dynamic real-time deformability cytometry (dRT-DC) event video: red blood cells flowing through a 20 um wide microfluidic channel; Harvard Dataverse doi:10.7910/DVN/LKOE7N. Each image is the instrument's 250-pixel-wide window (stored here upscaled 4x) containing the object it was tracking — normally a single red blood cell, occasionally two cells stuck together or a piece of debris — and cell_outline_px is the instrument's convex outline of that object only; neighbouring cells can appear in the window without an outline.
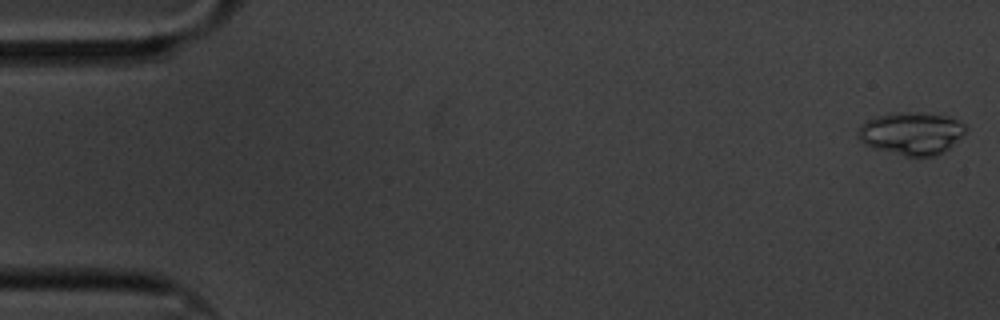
{"species": "common noctule bat (a hibernating species)", "species_latin": "Nyctalus noctula", "temperature_condition": "cold", "stored_images_in_passage": 23, "camera_frame_rate_fps": 3000, "um_per_image_px": 0.085, "animal": {"sex": "male", "body_mass_g": 20.1, "forearm_length_mm": 53.5}, "frame": {"image": 1, "passage_image": 1, "time_ms": 0.0, "image_size_px": [1000, 320], "cell_outline_px": [[968, 128], [944, 152], [936, 156], [908, 156], [872, 148], [864, 144], [856, 136], [856, 132], [860, 124], [868, 120], [892, 112], [924, 112], [948, 116], [964, 124]], "centroid_in_image_um": [77.44, 11.32], "position_along_channel_um": 7.6, "area_um2": 26.76}}
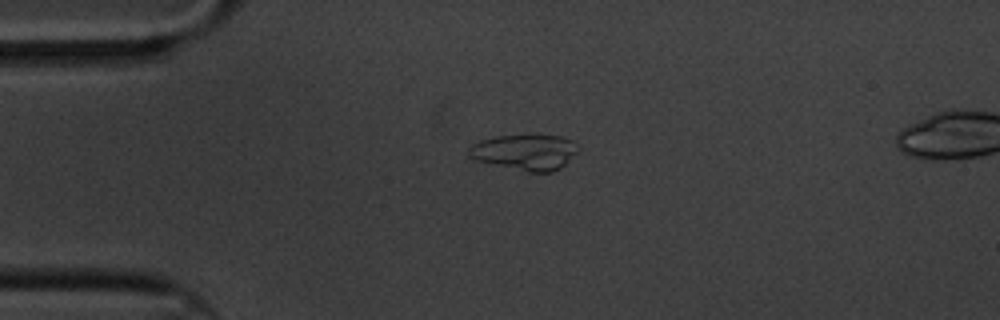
{"frame": {"image": 2, "passage_image": 14, "time_ms": 4.333, "image_size_px": [1000, 320], "cell_outline_px": [[580, 148], [560, 168], [552, 172], [528, 172], [476, 160], [468, 156], [468, 148], [472, 144], [480, 140], [496, 136], [560, 136], [572, 140], [580, 144]], "centroid_in_image_um": [44.64, 12.93], "position_along_channel_um": 40.4, "area_um2": 22.54}}
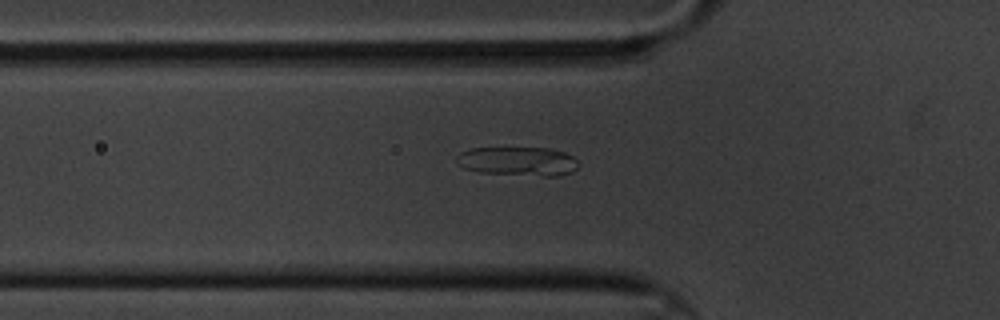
{"frame": {"image": 3, "passage_image": 20, "time_ms": 6.333, "image_size_px": [1000, 320], "cell_outline_px": [[580, 164], [572, 172], [560, 176], [544, 176], [480, 172], [464, 168], [456, 164], [456, 156], [460, 152], [472, 148], [552, 148], [564, 152], [572, 156]], "centroid_in_image_um": [44.03, 13.71], "position_along_channel_um": 81.8, "area_um2": 20.69}}